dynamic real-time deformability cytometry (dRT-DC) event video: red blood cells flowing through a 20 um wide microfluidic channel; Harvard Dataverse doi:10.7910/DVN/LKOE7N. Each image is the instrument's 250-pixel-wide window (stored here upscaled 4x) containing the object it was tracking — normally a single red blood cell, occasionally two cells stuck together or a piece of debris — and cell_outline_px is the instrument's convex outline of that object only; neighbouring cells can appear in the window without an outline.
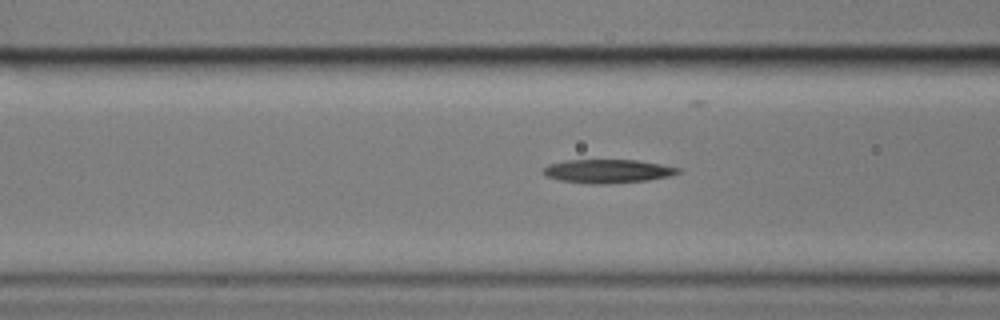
{"species": "common noctule bat (a hibernating species)", "species_latin": "Nyctalus noctula", "temperature_condition": "cold", "stored_images_in_passage": 42, "camera_frame_rate_fps": 3000, "um_per_image_px": 0.085, "animal": {"sex": "male", "body_mass_g": 17.9}, "frame": {"image": 1, "passage_image": 7, "time_ms": 2.0, "image_size_px": [1000, 320], "cell_outline_px": [[680, 172], [668, 176], [648, 180], [600, 184], [596, 184], [560, 180], [548, 176], [544, 172], [544, 168], [548, 164], [564, 160], [636, 160], [660, 164], [680, 168]], "centroid_in_image_um": [51.65, 14.54], "position_along_channel_um": 114.9, "area_um2": 18.21}}
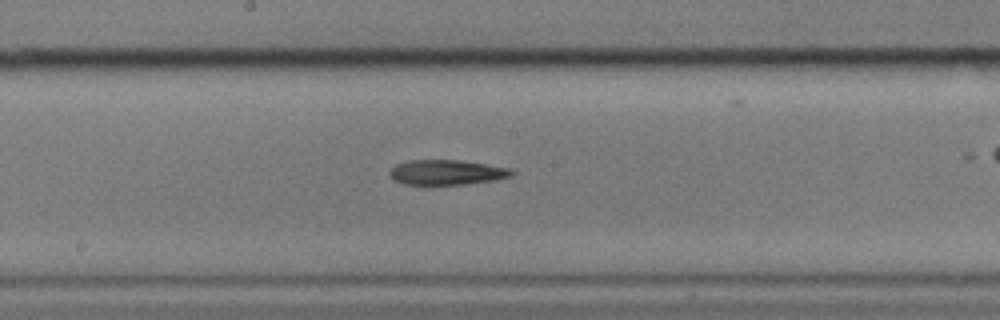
{"frame": {"image": 2, "passage_image": 15, "time_ms": 4.667, "image_size_px": [1000, 320], "cell_outline_px": [[516, 172], [512, 176], [496, 180], [432, 188], [424, 188], [404, 184], [392, 180], [388, 176], [388, 172], [396, 164], [408, 160], [460, 160], [512, 168]], "centroid_in_image_um": [37.91, 14.7], "position_along_channel_um": 210.3, "area_um2": 18.96}}
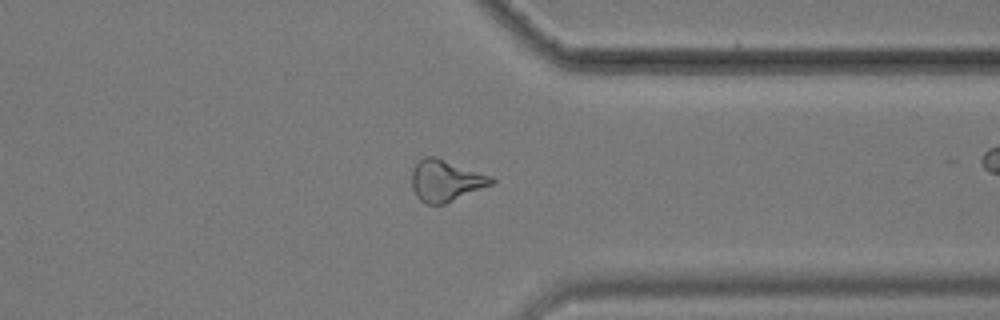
{"frame": {"image": 3, "passage_image": 29, "time_ms": 9.333, "image_size_px": [1000, 320], "cell_outline_px": [[496, 180], [492, 184], [444, 204], [424, 204], [416, 196], [412, 188], [412, 168], [416, 160], [424, 156], [436, 156], [496, 176]], "centroid_in_image_um": [37.9, 15.31], "position_along_channel_um": 373.5, "area_um2": 19.77}, "authors_computed_cell_mechanics": {"area_um2": 18.4093, "velocity_mm_per_s": 3.565, "shape_relaxation_time_tau1_ms": 3.5063, "shape_relaxation_time_tau2_ms": null, "deformation_change_tau1": 0.1551, "deformation_change_tau2": null}}